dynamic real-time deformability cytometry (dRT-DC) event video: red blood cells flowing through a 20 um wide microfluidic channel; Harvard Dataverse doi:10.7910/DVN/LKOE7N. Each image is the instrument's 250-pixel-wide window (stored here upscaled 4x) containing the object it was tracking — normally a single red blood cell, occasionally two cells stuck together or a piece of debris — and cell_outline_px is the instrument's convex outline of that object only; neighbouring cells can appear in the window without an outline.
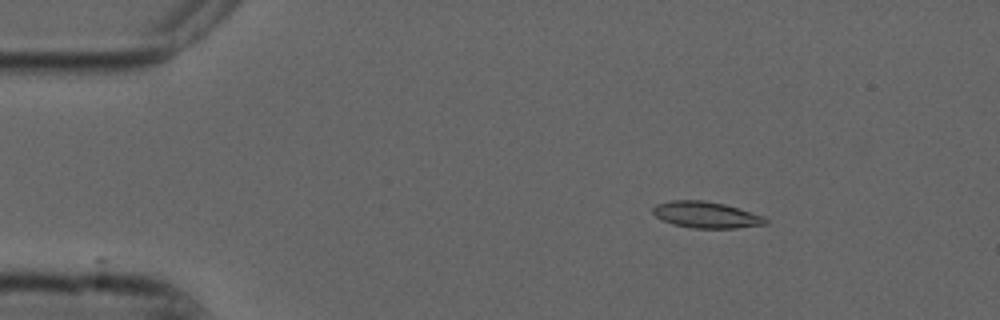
{"species": "common noctule bat (a hibernating species)", "species_latin": "Nyctalus noctula", "temperature_condition": "cold", "stored_images_in_passage": 22, "camera_frame_rate_fps": 3000, "um_per_image_px": 0.085, "animal": {"sex": "male", "forearm_length_mm": 52.5}, "frame": {"image": 1, "passage_image": 1, "time_ms": 0.0, "image_size_px": [1000, 320], "cell_outline_px": [[768, 224], [736, 228], [692, 228], [672, 224], [656, 216], [652, 212], [652, 208], [656, 204], [672, 200], [704, 200], [724, 204], [764, 216], [768, 220]], "centroid_in_image_um": [60.02, 18.26], "position_along_channel_um": 25.0, "area_um2": 17.28}}
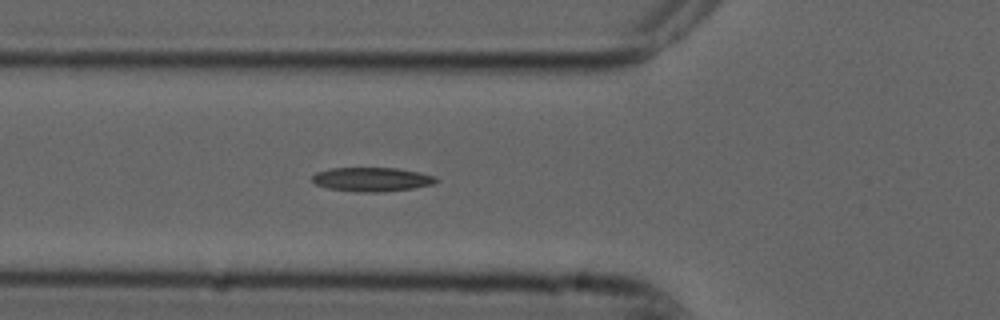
{"frame": {"image": 2, "passage_image": 12, "time_ms": 3.667, "image_size_px": [1000, 320], "cell_outline_px": [[440, 180], [432, 184], [412, 188], [380, 192], [360, 192], [328, 188], [316, 184], [312, 180], [312, 176], [316, 172], [332, 168], [396, 168], [420, 172], [436, 176]], "centroid_in_image_um": [31.63, 15.24], "position_along_channel_um": 94.2, "area_um2": 17.28}}
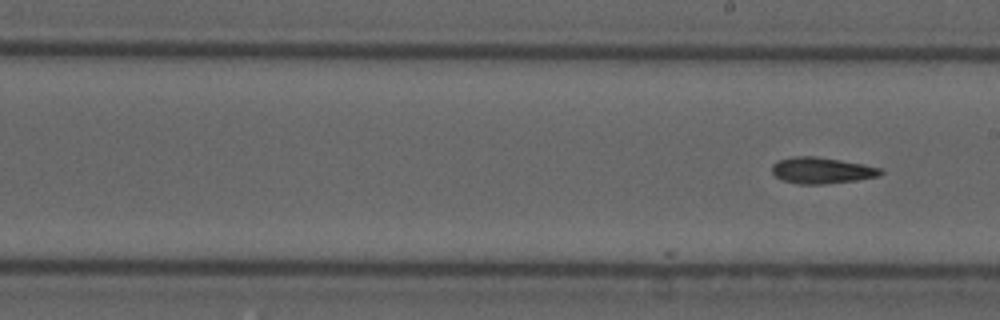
{"frame": {"image": 3, "passage_image": 22, "time_ms": 7.0, "image_size_px": [1000, 320], "cell_outline_px": [[884, 172], [880, 176], [856, 180], [824, 184], [796, 184], [780, 180], [772, 172], [772, 164], [780, 160], [796, 156], [816, 156], [864, 164], [880, 168]], "centroid_in_image_um": [69.84, 14.49], "position_along_channel_um": 219.2, "area_um2": 16.65}}